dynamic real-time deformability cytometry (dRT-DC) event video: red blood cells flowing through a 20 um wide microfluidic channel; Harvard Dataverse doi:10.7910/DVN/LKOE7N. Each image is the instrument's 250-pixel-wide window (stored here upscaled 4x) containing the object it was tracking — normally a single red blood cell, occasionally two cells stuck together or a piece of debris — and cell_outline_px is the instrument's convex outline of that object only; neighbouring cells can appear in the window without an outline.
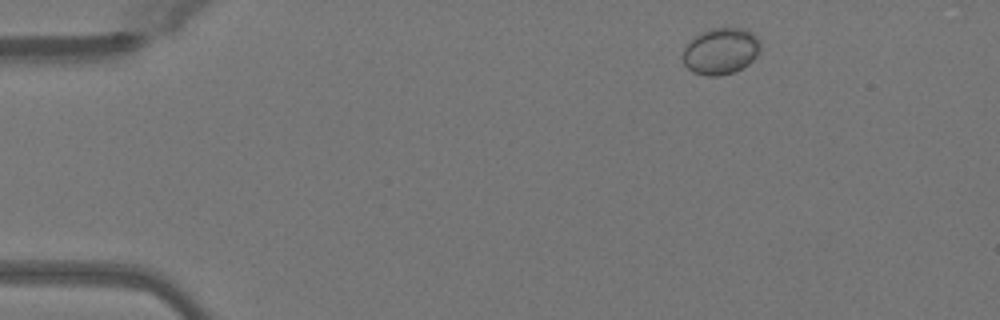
{"species": "Egyptian fruit bat (a non-hibernating species)", "species_latin": "Rousettus aegyptiacus", "temperature_condition": "warm", "stored_images_in_passage": 47, "camera_frame_rate_fps": 3000, "um_per_image_px": 0.085, "animal": {"sex": "female"}, "frame": {"image": 1, "passage_image": 4, "time_ms": 1.0, "image_size_px": [1000, 320], "cell_outline_px": [[760, 48], [756, 56], [748, 64], [732, 72], [720, 76], [708, 76], [692, 72], [684, 64], [684, 48], [700, 32], [712, 28], [744, 28], [752, 32], [760, 40]], "centroid_in_image_um": [61.28, 4.34], "position_along_channel_um": 23.7, "area_um2": 20.81}}
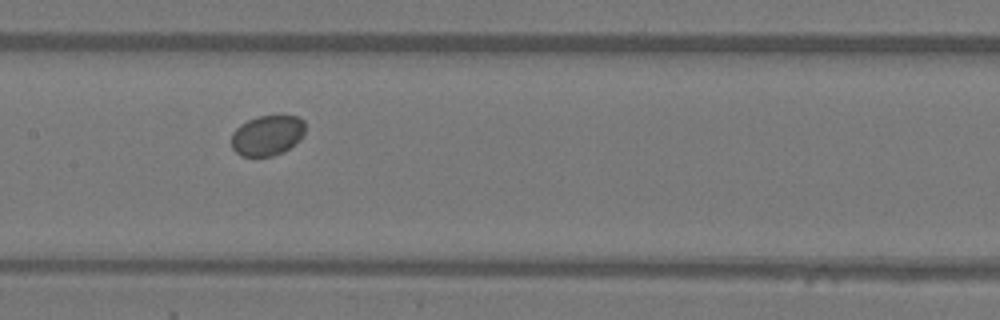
{"frame": {"image": 2, "passage_image": 22, "time_ms": 7.0, "image_size_px": [1000, 320], "cell_outline_px": [[304, 136], [300, 140], [284, 152], [272, 156], [240, 156], [232, 148], [232, 132], [240, 124], [256, 116], [300, 116], [304, 120]], "centroid_in_image_um": [22.73, 11.51], "position_along_channel_um": 184.7, "area_um2": 17.51}}
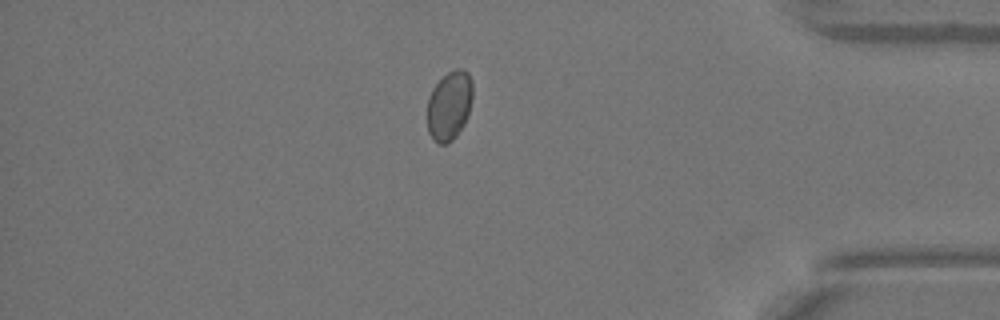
{"frame": {"image": 3, "passage_image": 40, "time_ms": 13.0, "image_size_px": [1000, 320], "cell_outline_px": [[472, 100], [464, 124], [456, 136], [448, 144], [440, 144], [432, 140], [428, 132], [428, 96], [432, 88], [448, 72], [456, 68], [460, 68], [468, 72], [472, 80]], "centroid_in_image_um": [38.19, 8.98], "position_along_channel_um": 397.0, "area_um2": 18.38}, "authors_computed_cell_mechanics": {"area_um2": 18.3804, "velocity_mm_per_s": 4.0409, "shape_relaxation_time_tau1_ms": null, "shape_relaxation_time_tau2_ms": 3.5582, "deformation_change_tau1": null, "deformation_change_tau2": 0.021}}